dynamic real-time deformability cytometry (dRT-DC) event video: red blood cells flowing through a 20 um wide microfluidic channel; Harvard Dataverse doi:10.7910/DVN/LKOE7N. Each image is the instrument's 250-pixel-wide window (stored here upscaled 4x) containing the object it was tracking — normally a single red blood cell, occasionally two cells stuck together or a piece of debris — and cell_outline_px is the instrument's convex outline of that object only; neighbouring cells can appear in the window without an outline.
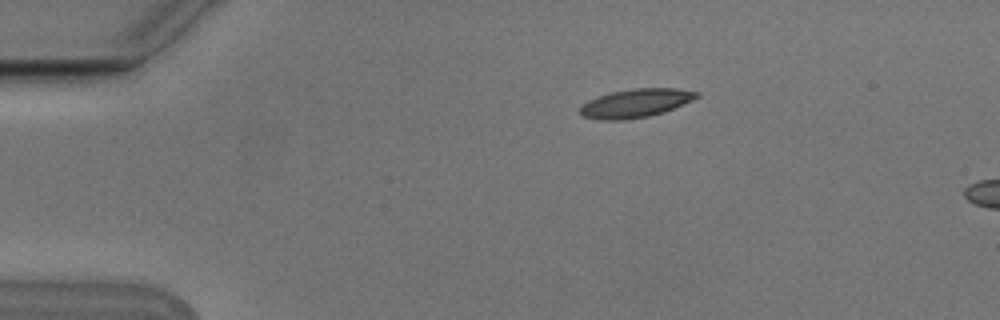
{"species": "Egyptian fruit bat (a non-hibernating species)", "species_latin": "Rousettus aegyptiacus", "temperature_condition": "cold", "stored_images_in_passage": 3, "camera_frame_rate_fps": 3000, "um_per_image_px": 0.085, "animal": {"sex": "male"}, "frame": {"image": 1, "passage_image": 1, "time_ms": 0.0, "image_size_px": [1000, 320], "cell_outline_px": [[700, 96], [692, 100], [664, 112], [648, 116], [624, 120], [600, 120], [584, 116], [580, 112], [580, 104], [588, 100], [612, 92], [632, 88], [676, 88], [700, 92]], "centroid_in_image_um": [54.04, 8.76], "position_along_channel_um": 31.0, "area_um2": 19.36}}